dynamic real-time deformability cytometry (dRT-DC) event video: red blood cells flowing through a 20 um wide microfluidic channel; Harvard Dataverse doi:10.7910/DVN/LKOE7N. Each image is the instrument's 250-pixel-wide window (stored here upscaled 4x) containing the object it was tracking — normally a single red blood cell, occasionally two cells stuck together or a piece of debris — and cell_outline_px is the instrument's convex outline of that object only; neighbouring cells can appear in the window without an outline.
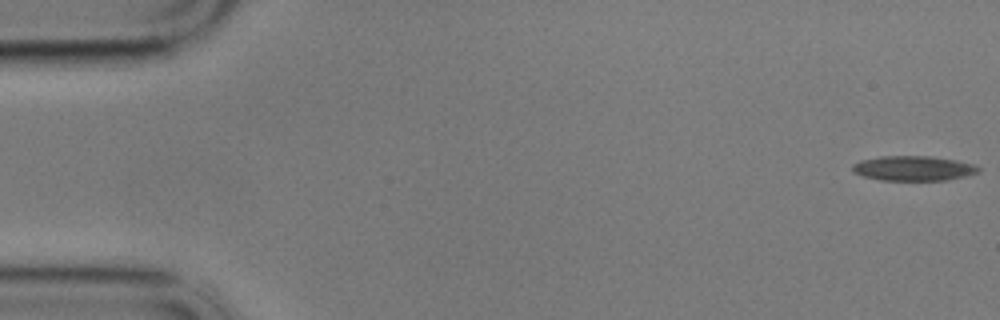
{"species": "common noctule bat (a hibernating species)", "species_latin": "Nyctalus noctula", "temperature_condition": "cold", "stored_images_in_passage": 58, "camera_frame_rate_fps": 3000, "um_per_image_px": 0.085, "animal": {"sex": "male", "body_mass_g": 17.9}, "frame": {"image": 1, "passage_image": 1, "time_ms": 0.0, "image_size_px": [1000, 320], "cell_outline_px": [[980, 172], [948, 180], [880, 180], [864, 176], [852, 172], [852, 164], [860, 160], [880, 156], [928, 156], [956, 160], [972, 164], [980, 168]], "centroid_in_image_um": [77.61, 14.3], "position_along_channel_um": 7.4, "area_um2": 18.21}}
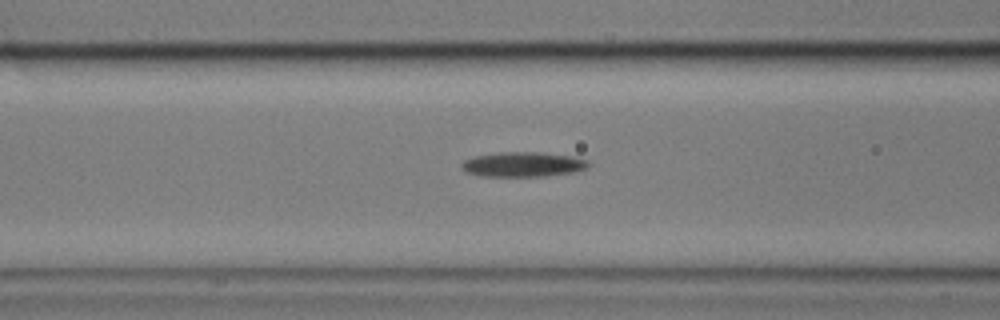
{"frame": {"image": 2, "passage_image": 23, "time_ms": 7.333, "image_size_px": [1000, 320], "cell_outline_px": [[592, 164], [584, 168], [572, 172], [544, 176], [480, 176], [468, 172], [460, 168], [460, 164], [464, 160], [476, 156], [500, 152], [540, 152], [568, 156], [588, 160]], "centroid_in_image_um": [44.42, 13.97], "position_along_channel_um": 122.2, "area_um2": 18.15}}
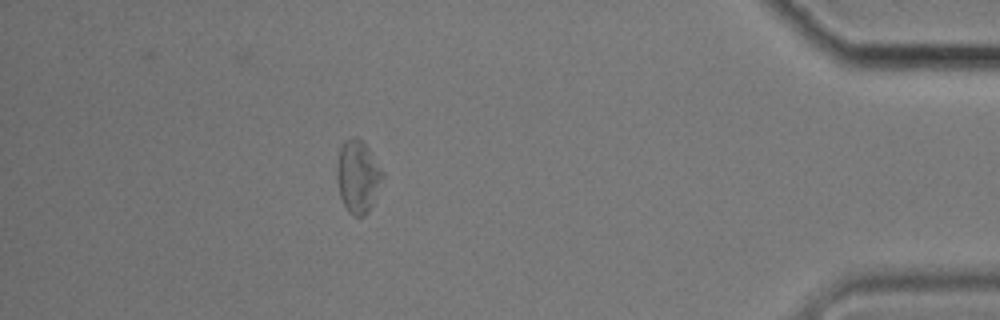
{"frame": {"image": 3, "passage_image": 52, "time_ms": 17.0, "image_size_px": [1000, 320], "cell_outline_px": [[384, 176], [372, 204], [368, 212], [364, 216], [352, 216], [348, 212], [340, 196], [336, 180], [336, 168], [340, 148], [344, 140], [352, 136], [356, 136], [368, 148], [384, 172]], "centroid_in_image_um": [30.4, 15.0], "position_along_channel_um": 404.8, "area_um2": 19.36}}